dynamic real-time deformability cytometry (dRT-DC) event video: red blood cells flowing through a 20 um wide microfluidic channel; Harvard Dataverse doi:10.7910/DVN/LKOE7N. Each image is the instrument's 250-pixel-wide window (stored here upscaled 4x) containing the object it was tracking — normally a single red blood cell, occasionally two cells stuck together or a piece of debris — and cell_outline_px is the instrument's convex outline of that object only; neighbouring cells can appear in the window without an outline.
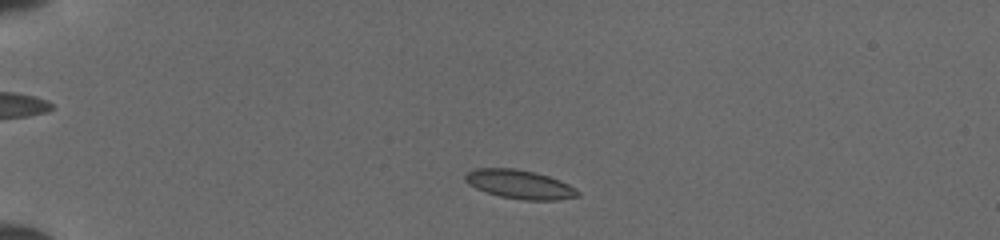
{"species": "common noctule bat (a hibernating species)", "species_latin": "Nyctalus noctula", "temperature_condition": "cold", "stored_images_in_passage": 41, "camera_frame_rate_fps": 3000, "um_per_image_px": 0.085, "animal": {"sex": "female", "body_mass_g": 19.5, "forearm_length_mm": 54.1}, "frame": {"image": 1, "passage_image": 4, "time_ms": 1.0, "image_size_px": [1000, 240], "cell_outline_px": [[580, 196], [556, 200], [524, 200], [500, 196], [476, 188], [468, 184], [464, 180], [464, 176], [468, 172], [476, 168], [516, 168], [536, 172], [560, 180], [576, 188], [580, 192]], "centroid_in_image_um": [44.19, 15.66], "position_along_channel_um": 40.8, "area_um2": 18.96}}
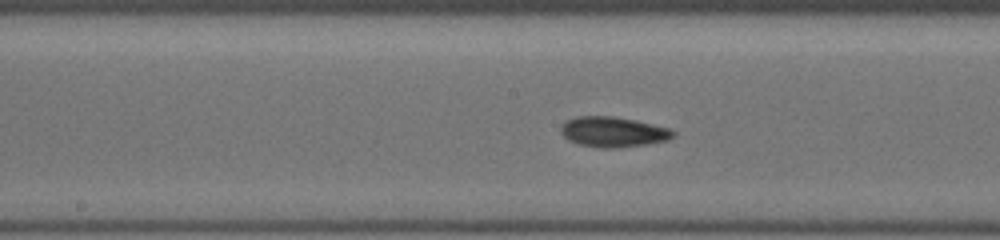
{"frame": {"image": 2, "passage_image": 19, "time_ms": 6.0, "image_size_px": [1000, 240], "cell_outline_px": [[676, 136], [668, 140], [648, 144], [620, 148], [604, 148], [576, 144], [568, 140], [560, 132], [560, 124], [564, 120], [576, 116], [612, 116], [652, 124], [668, 128], [676, 132]], "centroid_in_image_um": [52.08, 11.22], "position_along_channel_um": 196.1, "area_um2": 20.06}}
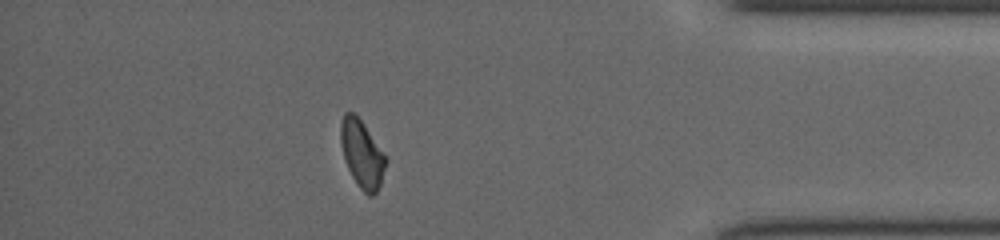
{"frame": {"image": 3, "passage_image": 36, "time_ms": 11.667, "image_size_px": [1000, 240], "cell_outline_px": [[388, 160], [380, 184], [376, 192], [372, 196], [368, 196], [360, 188], [352, 176], [344, 160], [340, 144], [340, 124], [344, 112], [352, 112], [364, 124]], "centroid_in_image_um": [30.75, 13.09], "position_along_channel_um": 404.5, "area_um2": 17.63}}